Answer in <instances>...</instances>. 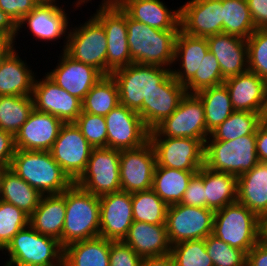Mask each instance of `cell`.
Returning <instances> with one entry per match:
<instances>
[{
	"label": "cell",
	"mask_w": 267,
	"mask_h": 266,
	"mask_svg": "<svg viewBox=\"0 0 267 266\" xmlns=\"http://www.w3.org/2000/svg\"><path fill=\"white\" fill-rule=\"evenodd\" d=\"M179 30H159L127 15V40L133 63L171 69Z\"/></svg>",
	"instance_id": "1"
},
{
	"label": "cell",
	"mask_w": 267,
	"mask_h": 266,
	"mask_svg": "<svg viewBox=\"0 0 267 266\" xmlns=\"http://www.w3.org/2000/svg\"><path fill=\"white\" fill-rule=\"evenodd\" d=\"M10 169L42 195L60 194L74 183L50 151L16 149Z\"/></svg>",
	"instance_id": "2"
},
{
	"label": "cell",
	"mask_w": 267,
	"mask_h": 266,
	"mask_svg": "<svg viewBox=\"0 0 267 266\" xmlns=\"http://www.w3.org/2000/svg\"><path fill=\"white\" fill-rule=\"evenodd\" d=\"M66 216L61 245L66 246L100 236L99 196L73 183L65 190Z\"/></svg>",
	"instance_id": "3"
},
{
	"label": "cell",
	"mask_w": 267,
	"mask_h": 266,
	"mask_svg": "<svg viewBox=\"0 0 267 266\" xmlns=\"http://www.w3.org/2000/svg\"><path fill=\"white\" fill-rule=\"evenodd\" d=\"M212 235L247 254L264 237V221L236 201L215 211Z\"/></svg>",
	"instance_id": "4"
},
{
	"label": "cell",
	"mask_w": 267,
	"mask_h": 266,
	"mask_svg": "<svg viewBox=\"0 0 267 266\" xmlns=\"http://www.w3.org/2000/svg\"><path fill=\"white\" fill-rule=\"evenodd\" d=\"M4 266H63L64 248L54 237L38 233L29 224L2 250ZM9 259V260H8Z\"/></svg>",
	"instance_id": "5"
},
{
	"label": "cell",
	"mask_w": 267,
	"mask_h": 266,
	"mask_svg": "<svg viewBox=\"0 0 267 266\" xmlns=\"http://www.w3.org/2000/svg\"><path fill=\"white\" fill-rule=\"evenodd\" d=\"M111 75L118 85L120 104L138 112L143 120V100L171 75V69L132 63Z\"/></svg>",
	"instance_id": "6"
},
{
	"label": "cell",
	"mask_w": 267,
	"mask_h": 266,
	"mask_svg": "<svg viewBox=\"0 0 267 266\" xmlns=\"http://www.w3.org/2000/svg\"><path fill=\"white\" fill-rule=\"evenodd\" d=\"M257 163L255 134L230 141L205 142L204 165L211 170L238 177L250 171Z\"/></svg>",
	"instance_id": "7"
},
{
	"label": "cell",
	"mask_w": 267,
	"mask_h": 266,
	"mask_svg": "<svg viewBox=\"0 0 267 266\" xmlns=\"http://www.w3.org/2000/svg\"><path fill=\"white\" fill-rule=\"evenodd\" d=\"M149 137L193 138L205 144L209 134L201 99L186 93L176 110L150 130Z\"/></svg>",
	"instance_id": "8"
},
{
	"label": "cell",
	"mask_w": 267,
	"mask_h": 266,
	"mask_svg": "<svg viewBox=\"0 0 267 266\" xmlns=\"http://www.w3.org/2000/svg\"><path fill=\"white\" fill-rule=\"evenodd\" d=\"M107 45L104 27L91 15L88 21L69 30L64 52L107 75Z\"/></svg>",
	"instance_id": "9"
},
{
	"label": "cell",
	"mask_w": 267,
	"mask_h": 266,
	"mask_svg": "<svg viewBox=\"0 0 267 266\" xmlns=\"http://www.w3.org/2000/svg\"><path fill=\"white\" fill-rule=\"evenodd\" d=\"M120 150L93 148L85 171L74 182L96 196L121 190Z\"/></svg>",
	"instance_id": "10"
},
{
	"label": "cell",
	"mask_w": 267,
	"mask_h": 266,
	"mask_svg": "<svg viewBox=\"0 0 267 266\" xmlns=\"http://www.w3.org/2000/svg\"><path fill=\"white\" fill-rule=\"evenodd\" d=\"M215 211L205 207L174 204L167 208L166 230L170 245L205 239L213 232Z\"/></svg>",
	"instance_id": "11"
},
{
	"label": "cell",
	"mask_w": 267,
	"mask_h": 266,
	"mask_svg": "<svg viewBox=\"0 0 267 266\" xmlns=\"http://www.w3.org/2000/svg\"><path fill=\"white\" fill-rule=\"evenodd\" d=\"M93 16L102 24L107 38V75L132 64L127 40V14L121 7L101 2Z\"/></svg>",
	"instance_id": "12"
},
{
	"label": "cell",
	"mask_w": 267,
	"mask_h": 266,
	"mask_svg": "<svg viewBox=\"0 0 267 266\" xmlns=\"http://www.w3.org/2000/svg\"><path fill=\"white\" fill-rule=\"evenodd\" d=\"M156 165L184 171H199L204 166L205 144L199 139L149 137Z\"/></svg>",
	"instance_id": "13"
},
{
	"label": "cell",
	"mask_w": 267,
	"mask_h": 266,
	"mask_svg": "<svg viewBox=\"0 0 267 266\" xmlns=\"http://www.w3.org/2000/svg\"><path fill=\"white\" fill-rule=\"evenodd\" d=\"M92 149L75 123H64L50 153L62 170L75 182L85 171Z\"/></svg>",
	"instance_id": "14"
},
{
	"label": "cell",
	"mask_w": 267,
	"mask_h": 266,
	"mask_svg": "<svg viewBox=\"0 0 267 266\" xmlns=\"http://www.w3.org/2000/svg\"><path fill=\"white\" fill-rule=\"evenodd\" d=\"M107 126V148L128 150L149 141L150 130L138 112L120 103L104 116Z\"/></svg>",
	"instance_id": "15"
},
{
	"label": "cell",
	"mask_w": 267,
	"mask_h": 266,
	"mask_svg": "<svg viewBox=\"0 0 267 266\" xmlns=\"http://www.w3.org/2000/svg\"><path fill=\"white\" fill-rule=\"evenodd\" d=\"M57 0H45L40 2L29 14L24 15L22 19L17 23V31L25 27L29 28L32 36L42 41H56L63 38L64 35V47L65 50L68 39V25L69 16L66 13L65 8L57 4ZM25 24V25H24ZM21 28V29H20ZM67 32V34H66ZM67 35V36H66ZM66 36V37H65Z\"/></svg>",
	"instance_id": "16"
},
{
	"label": "cell",
	"mask_w": 267,
	"mask_h": 266,
	"mask_svg": "<svg viewBox=\"0 0 267 266\" xmlns=\"http://www.w3.org/2000/svg\"><path fill=\"white\" fill-rule=\"evenodd\" d=\"M155 166V152L149 141L135 149L121 150V190L134 193L152 189Z\"/></svg>",
	"instance_id": "17"
},
{
	"label": "cell",
	"mask_w": 267,
	"mask_h": 266,
	"mask_svg": "<svg viewBox=\"0 0 267 266\" xmlns=\"http://www.w3.org/2000/svg\"><path fill=\"white\" fill-rule=\"evenodd\" d=\"M44 76L42 80L35 78L34 81L32 92L34 109L56 116L63 123H74L82 112V101L70 95L47 75Z\"/></svg>",
	"instance_id": "18"
},
{
	"label": "cell",
	"mask_w": 267,
	"mask_h": 266,
	"mask_svg": "<svg viewBox=\"0 0 267 266\" xmlns=\"http://www.w3.org/2000/svg\"><path fill=\"white\" fill-rule=\"evenodd\" d=\"M180 29L191 36L223 33L222 0H190L180 6Z\"/></svg>",
	"instance_id": "19"
},
{
	"label": "cell",
	"mask_w": 267,
	"mask_h": 266,
	"mask_svg": "<svg viewBox=\"0 0 267 266\" xmlns=\"http://www.w3.org/2000/svg\"><path fill=\"white\" fill-rule=\"evenodd\" d=\"M100 202V237L123 240L132 225L133 207L131 193L117 191L99 197Z\"/></svg>",
	"instance_id": "20"
},
{
	"label": "cell",
	"mask_w": 267,
	"mask_h": 266,
	"mask_svg": "<svg viewBox=\"0 0 267 266\" xmlns=\"http://www.w3.org/2000/svg\"><path fill=\"white\" fill-rule=\"evenodd\" d=\"M61 52L55 69L46 75L70 95L82 101L104 75L95 67L75 61L64 51Z\"/></svg>",
	"instance_id": "21"
},
{
	"label": "cell",
	"mask_w": 267,
	"mask_h": 266,
	"mask_svg": "<svg viewBox=\"0 0 267 266\" xmlns=\"http://www.w3.org/2000/svg\"><path fill=\"white\" fill-rule=\"evenodd\" d=\"M64 123L49 113L35 109L14 136L15 148L28 151H50Z\"/></svg>",
	"instance_id": "22"
},
{
	"label": "cell",
	"mask_w": 267,
	"mask_h": 266,
	"mask_svg": "<svg viewBox=\"0 0 267 266\" xmlns=\"http://www.w3.org/2000/svg\"><path fill=\"white\" fill-rule=\"evenodd\" d=\"M234 110L262 113L266 106L267 81L247 70L224 80Z\"/></svg>",
	"instance_id": "23"
},
{
	"label": "cell",
	"mask_w": 267,
	"mask_h": 266,
	"mask_svg": "<svg viewBox=\"0 0 267 266\" xmlns=\"http://www.w3.org/2000/svg\"><path fill=\"white\" fill-rule=\"evenodd\" d=\"M186 93L184 85L177 82L171 74L159 88L149 94L147 100H143L145 126L153 130L176 110Z\"/></svg>",
	"instance_id": "24"
},
{
	"label": "cell",
	"mask_w": 267,
	"mask_h": 266,
	"mask_svg": "<svg viewBox=\"0 0 267 266\" xmlns=\"http://www.w3.org/2000/svg\"><path fill=\"white\" fill-rule=\"evenodd\" d=\"M209 51L217 58L222 77L227 79L248 70L246 39L227 33L207 37Z\"/></svg>",
	"instance_id": "25"
},
{
	"label": "cell",
	"mask_w": 267,
	"mask_h": 266,
	"mask_svg": "<svg viewBox=\"0 0 267 266\" xmlns=\"http://www.w3.org/2000/svg\"><path fill=\"white\" fill-rule=\"evenodd\" d=\"M122 241L141 258L160 257L170 254L171 251L165 224L133 221Z\"/></svg>",
	"instance_id": "26"
},
{
	"label": "cell",
	"mask_w": 267,
	"mask_h": 266,
	"mask_svg": "<svg viewBox=\"0 0 267 266\" xmlns=\"http://www.w3.org/2000/svg\"><path fill=\"white\" fill-rule=\"evenodd\" d=\"M208 51L207 38L191 36L179 29L175 41L173 64H177L178 61L181 68L173 69L172 67L171 74L175 80L185 85L198 71Z\"/></svg>",
	"instance_id": "27"
},
{
	"label": "cell",
	"mask_w": 267,
	"mask_h": 266,
	"mask_svg": "<svg viewBox=\"0 0 267 266\" xmlns=\"http://www.w3.org/2000/svg\"><path fill=\"white\" fill-rule=\"evenodd\" d=\"M237 201L262 221L267 220V162L257 163L237 177Z\"/></svg>",
	"instance_id": "28"
},
{
	"label": "cell",
	"mask_w": 267,
	"mask_h": 266,
	"mask_svg": "<svg viewBox=\"0 0 267 266\" xmlns=\"http://www.w3.org/2000/svg\"><path fill=\"white\" fill-rule=\"evenodd\" d=\"M121 9L132 19L159 30L180 29V8L168 9L161 0H129Z\"/></svg>",
	"instance_id": "29"
},
{
	"label": "cell",
	"mask_w": 267,
	"mask_h": 266,
	"mask_svg": "<svg viewBox=\"0 0 267 266\" xmlns=\"http://www.w3.org/2000/svg\"><path fill=\"white\" fill-rule=\"evenodd\" d=\"M36 73L14 49L0 62V96H32Z\"/></svg>",
	"instance_id": "30"
},
{
	"label": "cell",
	"mask_w": 267,
	"mask_h": 266,
	"mask_svg": "<svg viewBox=\"0 0 267 266\" xmlns=\"http://www.w3.org/2000/svg\"><path fill=\"white\" fill-rule=\"evenodd\" d=\"M66 216L65 191L42 195L37 208L29 216V225L38 233L60 241Z\"/></svg>",
	"instance_id": "31"
},
{
	"label": "cell",
	"mask_w": 267,
	"mask_h": 266,
	"mask_svg": "<svg viewBox=\"0 0 267 266\" xmlns=\"http://www.w3.org/2000/svg\"><path fill=\"white\" fill-rule=\"evenodd\" d=\"M111 240L96 237L64 248L63 266H110Z\"/></svg>",
	"instance_id": "32"
},
{
	"label": "cell",
	"mask_w": 267,
	"mask_h": 266,
	"mask_svg": "<svg viewBox=\"0 0 267 266\" xmlns=\"http://www.w3.org/2000/svg\"><path fill=\"white\" fill-rule=\"evenodd\" d=\"M205 208L214 211L237 201V177L203 166Z\"/></svg>",
	"instance_id": "33"
},
{
	"label": "cell",
	"mask_w": 267,
	"mask_h": 266,
	"mask_svg": "<svg viewBox=\"0 0 267 266\" xmlns=\"http://www.w3.org/2000/svg\"><path fill=\"white\" fill-rule=\"evenodd\" d=\"M2 200L15 205L28 216L37 208L42 194L10 168L1 169Z\"/></svg>",
	"instance_id": "34"
},
{
	"label": "cell",
	"mask_w": 267,
	"mask_h": 266,
	"mask_svg": "<svg viewBox=\"0 0 267 266\" xmlns=\"http://www.w3.org/2000/svg\"><path fill=\"white\" fill-rule=\"evenodd\" d=\"M198 171H184L155 166L152 190L168 205L181 203L192 176Z\"/></svg>",
	"instance_id": "35"
},
{
	"label": "cell",
	"mask_w": 267,
	"mask_h": 266,
	"mask_svg": "<svg viewBox=\"0 0 267 266\" xmlns=\"http://www.w3.org/2000/svg\"><path fill=\"white\" fill-rule=\"evenodd\" d=\"M203 102L207 133H210L222 124L235 110L232 106L228 89L220 84L203 89L196 93Z\"/></svg>",
	"instance_id": "36"
},
{
	"label": "cell",
	"mask_w": 267,
	"mask_h": 266,
	"mask_svg": "<svg viewBox=\"0 0 267 266\" xmlns=\"http://www.w3.org/2000/svg\"><path fill=\"white\" fill-rule=\"evenodd\" d=\"M119 101L118 85L112 75H104L82 100V111L106 116Z\"/></svg>",
	"instance_id": "37"
},
{
	"label": "cell",
	"mask_w": 267,
	"mask_h": 266,
	"mask_svg": "<svg viewBox=\"0 0 267 266\" xmlns=\"http://www.w3.org/2000/svg\"><path fill=\"white\" fill-rule=\"evenodd\" d=\"M260 123V113L235 110L210 133L206 141H230L241 136L256 134Z\"/></svg>",
	"instance_id": "38"
},
{
	"label": "cell",
	"mask_w": 267,
	"mask_h": 266,
	"mask_svg": "<svg viewBox=\"0 0 267 266\" xmlns=\"http://www.w3.org/2000/svg\"><path fill=\"white\" fill-rule=\"evenodd\" d=\"M223 33L248 39L256 30L246 0H222Z\"/></svg>",
	"instance_id": "39"
},
{
	"label": "cell",
	"mask_w": 267,
	"mask_h": 266,
	"mask_svg": "<svg viewBox=\"0 0 267 266\" xmlns=\"http://www.w3.org/2000/svg\"><path fill=\"white\" fill-rule=\"evenodd\" d=\"M33 109L32 96H0V129L15 136Z\"/></svg>",
	"instance_id": "40"
},
{
	"label": "cell",
	"mask_w": 267,
	"mask_h": 266,
	"mask_svg": "<svg viewBox=\"0 0 267 266\" xmlns=\"http://www.w3.org/2000/svg\"><path fill=\"white\" fill-rule=\"evenodd\" d=\"M133 219L149 224H165L168 205L152 190L131 193Z\"/></svg>",
	"instance_id": "41"
},
{
	"label": "cell",
	"mask_w": 267,
	"mask_h": 266,
	"mask_svg": "<svg viewBox=\"0 0 267 266\" xmlns=\"http://www.w3.org/2000/svg\"><path fill=\"white\" fill-rule=\"evenodd\" d=\"M174 266H214L205 239L182 241L171 246Z\"/></svg>",
	"instance_id": "42"
},
{
	"label": "cell",
	"mask_w": 267,
	"mask_h": 266,
	"mask_svg": "<svg viewBox=\"0 0 267 266\" xmlns=\"http://www.w3.org/2000/svg\"><path fill=\"white\" fill-rule=\"evenodd\" d=\"M224 80L217 58L208 51L200 68L184 87L187 93L196 94L203 89L223 84Z\"/></svg>",
	"instance_id": "43"
},
{
	"label": "cell",
	"mask_w": 267,
	"mask_h": 266,
	"mask_svg": "<svg viewBox=\"0 0 267 266\" xmlns=\"http://www.w3.org/2000/svg\"><path fill=\"white\" fill-rule=\"evenodd\" d=\"M29 224V216L13 204L0 202V251Z\"/></svg>",
	"instance_id": "44"
},
{
	"label": "cell",
	"mask_w": 267,
	"mask_h": 266,
	"mask_svg": "<svg viewBox=\"0 0 267 266\" xmlns=\"http://www.w3.org/2000/svg\"><path fill=\"white\" fill-rule=\"evenodd\" d=\"M205 246L214 266H246L243 250L229 246L212 234L205 238Z\"/></svg>",
	"instance_id": "45"
},
{
	"label": "cell",
	"mask_w": 267,
	"mask_h": 266,
	"mask_svg": "<svg viewBox=\"0 0 267 266\" xmlns=\"http://www.w3.org/2000/svg\"><path fill=\"white\" fill-rule=\"evenodd\" d=\"M246 42L248 70L267 81V29H256Z\"/></svg>",
	"instance_id": "46"
},
{
	"label": "cell",
	"mask_w": 267,
	"mask_h": 266,
	"mask_svg": "<svg viewBox=\"0 0 267 266\" xmlns=\"http://www.w3.org/2000/svg\"><path fill=\"white\" fill-rule=\"evenodd\" d=\"M74 123L93 148L107 147V126L104 116L82 111Z\"/></svg>",
	"instance_id": "47"
},
{
	"label": "cell",
	"mask_w": 267,
	"mask_h": 266,
	"mask_svg": "<svg viewBox=\"0 0 267 266\" xmlns=\"http://www.w3.org/2000/svg\"><path fill=\"white\" fill-rule=\"evenodd\" d=\"M110 266H140L142 258L122 240L110 244Z\"/></svg>",
	"instance_id": "48"
},
{
	"label": "cell",
	"mask_w": 267,
	"mask_h": 266,
	"mask_svg": "<svg viewBox=\"0 0 267 266\" xmlns=\"http://www.w3.org/2000/svg\"><path fill=\"white\" fill-rule=\"evenodd\" d=\"M181 204L205 207V188L203 184V166L195 173L188 183Z\"/></svg>",
	"instance_id": "49"
},
{
	"label": "cell",
	"mask_w": 267,
	"mask_h": 266,
	"mask_svg": "<svg viewBox=\"0 0 267 266\" xmlns=\"http://www.w3.org/2000/svg\"><path fill=\"white\" fill-rule=\"evenodd\" d=\"M39 0H0V10L5 12L16 24L24 15L29 14Z\"/></svg>",
	"instance_id": "50"
},
{
	"label": "cell",
	"mask_w": 267,
	"mask_h": 266,
	"mask_svg": "<svg viewBox=\"0 0 267 266\" xmlns=\"http://www.w3.org/2000/svg\"><path fill=\"white\" fill-rule=\"evenodd\" d=\"M15 150L14 135L0 129V169L10 168Z\"/></svg>",
	"instance_id": "51"
},
{
	"label": "cell",
	"mask_w": 267,
	"mask_h": 266,
	"mask_svg": "<svg viewBox=\"0 0 267 266\" xmlns=\"http://www.w3.org/2000/svg\"><path fill=\"white\" fill-rule=\"evenodd\" d=\"M256 29H267V0H246Z\"/></svg>",
	"instance_id": "52"
},
{
	"label": "cell",
	"mask_w": 267,
	"mask_h": 266,
	"mask_svg": "<svg viewBox=\"0 0 267 266\" xmlns=\"http://www.w3.org/2000/svg\"><path fill=\"white\" fill-rule=\"evenodd\" d=\"M246 266H267V238L265 236L246 254Z\"/></svg>",
	"instance_id": "53"
},
{
	"label": "cell",
	"mask_w": 267,
	"mask_h": 266,
	"mask_svg": "<svg viewBox=\"0 0 267 266\" xmlns=\"http://www.w3.org/2000/svg\"><path fill=\"white\" fill-rule=\"evenodd\" d=\"M255 135L256 152L259 162H267V128L260 123Z\"/></svg>",
	"instance_id": "54"
},
{
	"label": "cell",
	"mask_w": 267,
	"mask_h": 266,
	"mask_svg": "<svg viewBox=\"0 0 267 266\" xmlns=\"http://www.w3.org/2000/svg\"><path fill=\"white\" fill-rule=\"evenodd\" d=\"M15 38L7 32L0 31V62L15 48Z\"/></svg>",
	"instance_id": "55"
},
{
	"label": "cell",
	"mask_w": 267,
	"mask_h": 266,
	"mask_svg": "<svg viewBox=\"0 0 267 266\" xmlns=\"http://www.w3.org/2000/svg\"><path fill=\"white\" fill-rule=\"evenodd\" d=\"M140 266H174L173 259L170 254L160 257H144Z\"/></svg>",
	"instance_id": "56"
},
{
	"label": "cell",
	"mask_w": 267,
	"mask_h": 266,
	"mask_svg": "<svg viewBox=\"0 0 267 266\" xmlns=\"http://www.w3.org/2000/svg\"><path fill=\"white\" fill-rule=\"evenodd\" d=\"M0 31L12 35L15 40L18 36L17 24L3 11L0 10Z\"/></svg>",
	"instance_id": "57"
},
{
	"label": "cell",
	"mask_w": 267,
	"mask_h": 266,
	"mask_svg": "<svg viewBox=\"0 0 267 266\" xmlns=\"http://www.w3.org/2000/svg\"><path fill=\"white\" fill-rule=\"evenodd\" d=\"M129 0H102L101 2L110 7H121Z\"/></svg>",
	"instance_id": "58"
},
{
	"label": "cell",
	"mask_w": 267,
	"mask_h": 266,
	"mask_svg": "<svg viewBox=\"0 0 267 266\" xmlns=\"http://www.w3.org/2000/svg\"><path fill=\"white\" fill-rule=\"evenodd\" d=\"M261 123L267 128V110H262Z\"/></svg>",
	"instance_id": "59"
},
{
	"label": "cell",
	"mask_w": 267,
	"mask_h": 266,
	"mask_svg": "<svg viewBox=\"0 0 267 266\" xmlns=\"http://www.w3.org/2000/svg\"><path fill=\"white\" fill-rule=\"evenodd\" d=\"M91 0H76L74 6L75 7H81L83 4L88 3Z\"/></svg>",
	"instance_id": "60"
},
{
	"label": "cell",
	"mask_w": 267,
	"mask_h": 266,
	"mask_svg": "<svg viewBox=\"0 0 267 266\" xmlns=\"http://www.w3.org/2000/svg\"><path fill=\"white\" fill-rule=\"evenodd\" d=\"M2 201V183H1V169H0V202Z\"/></svg>",
	"instance_id": "61"
},
{
	"label": "cell",
	"mask_w": 267,
	"mask_h": 266,
	"mask_svg": "<svg viewBox=\"0 0 267 266\" xmlns=\"http://www.w3.org/2000/svg\"><path fill=\"white\" fill-rule=\"evenodd\" d=\"M264 236L267 238V220L264 222Z\"/></svg>",
	"instance_id": "62"
},
{
	"label": "cell",
	"mask_w": 267,
	"mask_h": 266,
	"mask_svg": "<svg viewBox=\"0 0 267 266\" xmlns=\"http://www.w3.org/2000/svg\"><path fill=\"white\" fill-rule=\"evenodd\" d=\"M263 110H267V95H266V106L264 107Z\"/></svg>",
	"instance_id": "63"
}]
</instances>
